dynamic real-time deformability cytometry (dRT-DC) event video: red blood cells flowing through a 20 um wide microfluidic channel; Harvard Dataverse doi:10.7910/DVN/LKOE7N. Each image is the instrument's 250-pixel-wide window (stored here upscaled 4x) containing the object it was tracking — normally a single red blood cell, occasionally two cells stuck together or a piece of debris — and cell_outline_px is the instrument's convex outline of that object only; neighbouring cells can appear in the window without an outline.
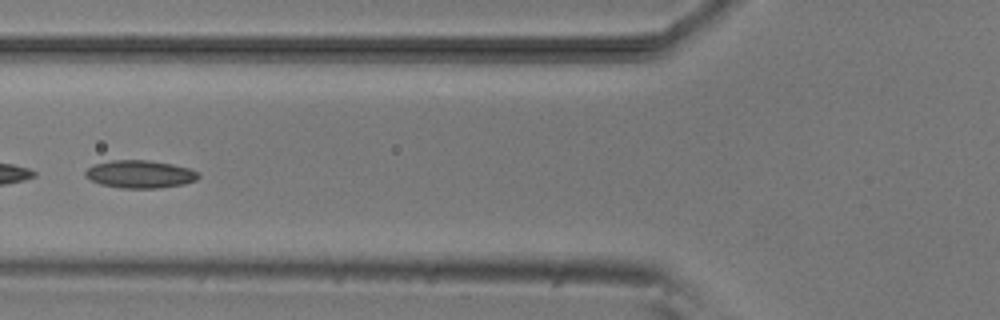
{"species": "common noctule bat (a hibernating species)", "species_latin": "Nyctalus noctula", "temperature_condition": "room temperature", "stored_images_in_passage": 7, "camera_frame_rate_fps": 3000, "um_per_image_px": 0.085, "animal": {"sex": "male", "body_mass_g": 20.5, "forearm_length_mm": 52.5}, "frame": {"image": 1, "passage_image": 6, "time_ms": 6.0, "image_size_px": [1000, 320], "cell_outline_px": [[200, 176], [196, 180], [184, 184], [160, 188], [120, 188], [100, 184], [84, 176], [84, 172], [88, 168], [96, 164], [112, 160], [148, 160], [172, 164], [188, 168], [200, 172]], "centroid_in_image_um": [11.92, 14.81], "position_along_channel_um": 113.9, "area_um2": 18.32}}
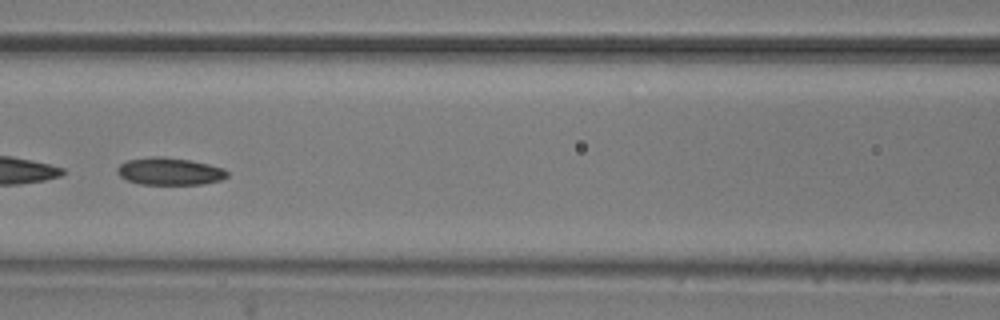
{"frame": {"image": 2, "passage_image": 7, "time_ms": 7.0, "image_size_px": [1000, 320], "cell_outline_px": [[228, 176], [220, 180], [204, 184], [140, 184], [128, 180], [120, 176], [116, 172], [116, 168], [120, 164], [128, 160], [152, 156], [164, 156], [192, 160], [224, 168], [228, 172]], "centroid_in_image_um": [14.42, 14.55], "position_along_channel_um": 152.2, "area_um2": 17.63}}